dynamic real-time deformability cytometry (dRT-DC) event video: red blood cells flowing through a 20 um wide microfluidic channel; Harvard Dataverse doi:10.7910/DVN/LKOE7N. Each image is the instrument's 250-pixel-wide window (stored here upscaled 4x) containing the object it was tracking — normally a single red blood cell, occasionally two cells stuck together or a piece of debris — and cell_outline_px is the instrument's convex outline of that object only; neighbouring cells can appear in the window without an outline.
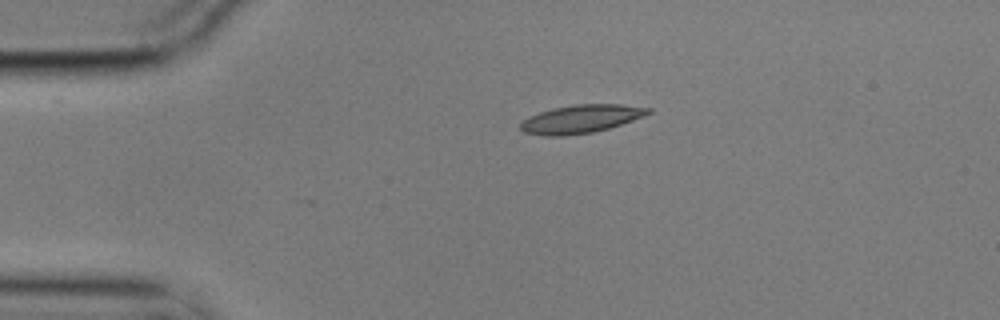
{"species": "common noctule bat (a hibernating species)", "species_latin": "Nyctalus noctula", "temperature_condition": "cold", "stored_images_in_passage": 2, "camera_frame_rate_fps": 3000, "um_per_image_px": 0.085, "animal": {"sex": "male", "body_mass_g": 17.9}, "frame": {"image": 1, "passage_image": 1, "time_ms": 0.0, "image_size_px": [1000, 320], "cell_outline_px": [[652, 112], [644, 116], [608, 128], [592, 132], [564, 136], [544, 136], [524, 132], [520, 128], [520, 124], [528, 116], [540, 112], [556, 108], [576, 104], [620, 104], [652, 108]], "centroid_in_image_um": [49.38, 10.11], "position_along_channel_um": 35.6, "area_um2": 20.81}}